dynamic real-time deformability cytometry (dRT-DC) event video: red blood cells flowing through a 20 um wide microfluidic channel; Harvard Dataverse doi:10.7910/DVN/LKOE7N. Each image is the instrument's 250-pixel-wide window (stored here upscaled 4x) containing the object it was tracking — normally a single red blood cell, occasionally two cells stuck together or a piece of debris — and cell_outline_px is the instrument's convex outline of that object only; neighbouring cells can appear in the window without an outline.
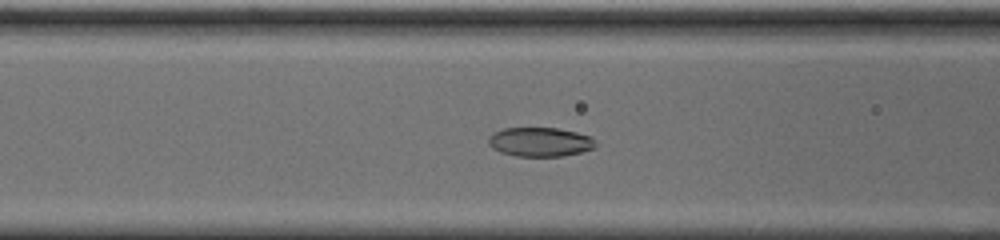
{"species": "common noctule bat (a hibernating species)", "species_latin": "Nyctalus noctula", "temperature_condition": "cold", "stored_images_in_passage": 48, "camera_frame_rate_fps": 3000, "um_per_image_px": 0.085, "animal": {"sex": "male", "body_mass_g": 20.0, "forearm_length_mm": 53.3}, "frame": {"image": 1, "passage_image": 14, "time_ms": 4.333, "image_size_px": [1000, 240], "cell_outline_px": [[596, 144], [592, 148], [580, 152], [564, 156], [516, 156], [500, 152], [492, 148], [488, 144], [488, 136], [492, 132], [504, 128], [556, 128], [576, 132], [588, 136], [596, 140]], "centroid_in_image_um": [45.85, 12.06], "position_along_channel_um": 120.8, "area_um2": 18.21}}
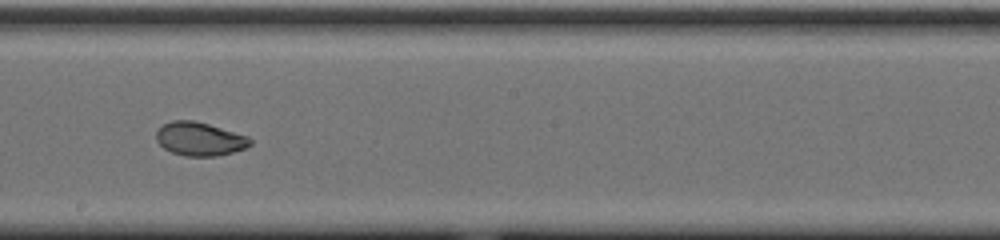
{"frame": {"image": 2, "passage_image": 23, "time_ms": 7.333, "image_size_px": [1000, 240], "cell_outline_px": [[252, 144], [244, 148], [232, 152], [216, 156], [184, 156], [172, 152], [164, 148], [156, 140], [156, 132], [164, 124], [172, 120], [192, 120], [208, 124], [248, 136], [252, 140]], "centroid_in_image_um": [16.97, 11.81], "position_along_channel_um": 231.2, "area_um2": 18.21}}
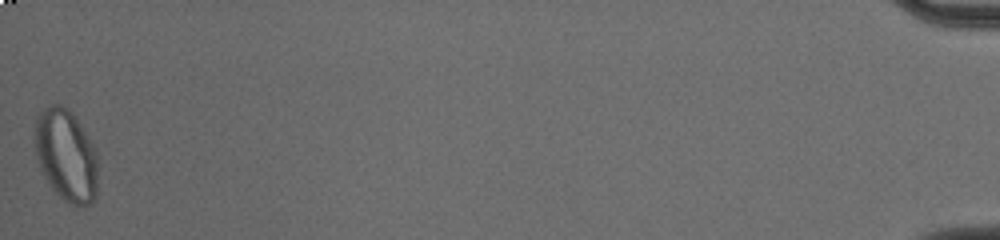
{"frame": {"image": 3, "passage_image": 48, "time_ms": 15.667, "image_size_px": [1000, 240], "cell_outline_px": [[96, 196], [84, 208], [68, 204], [48, 184], [40, 168], [36, 156], [36, 116], [44, 108], [52, 104], [60, 104], [68, 108], [72, 112], [96, 148]], "centroid_in_image_um": [5.62, 13.21], "position_along_channel_um": 429.6, "area_um2": 33.76}, "authors_computed_cell_mechanics": {"area_um2": 19.7387, "velocity_mm_per_s": 3.692, "shape_relaxation_time_tau1_ms": 7.2962, "shape_relaxation_time_tau2_ms": 1.8582, "deformation_change_tau1": 0.1877, "deformation_change_tau2": 0.0548}}